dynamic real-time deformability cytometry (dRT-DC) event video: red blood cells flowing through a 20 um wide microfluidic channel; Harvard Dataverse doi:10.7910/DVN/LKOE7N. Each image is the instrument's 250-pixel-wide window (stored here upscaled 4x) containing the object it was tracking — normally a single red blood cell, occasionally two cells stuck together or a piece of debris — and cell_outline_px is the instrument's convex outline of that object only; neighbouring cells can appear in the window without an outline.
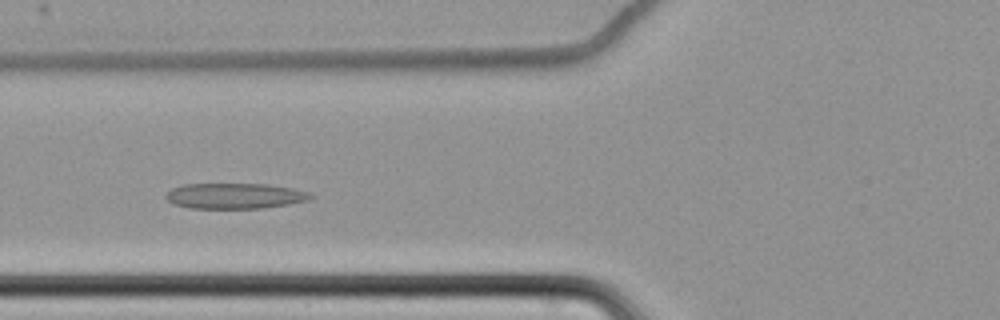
{"species": "common noctule bat (a hibernating species)", "species_latin": "Nyctalus noctula", "temperature_condition": "cold", "stored_images_in_passage": 56, "camera_frame_rate_fps": 3000, "um_per_image_px": 0.085, "animal": {"sex": "female", "body_mass_g": 22.7, "forearm_length_mm": 54.2}, "frame": {"image": 1, "passage_image": 20, "time_ms": 6.333, "image_size_px": [1000, 320], "cell_outline_px": [[316, 196], [308, 200], [288, 204], [260, 208], [188, 208], [172, 204], [164, 196], [172, 188], [184, 184], [268, 184], [292, 188], [308, 192]], "centroid_in_image_um": [19.95, 16.65], "position_along_channel_um": 105.9, "area_um2": 21.56}}
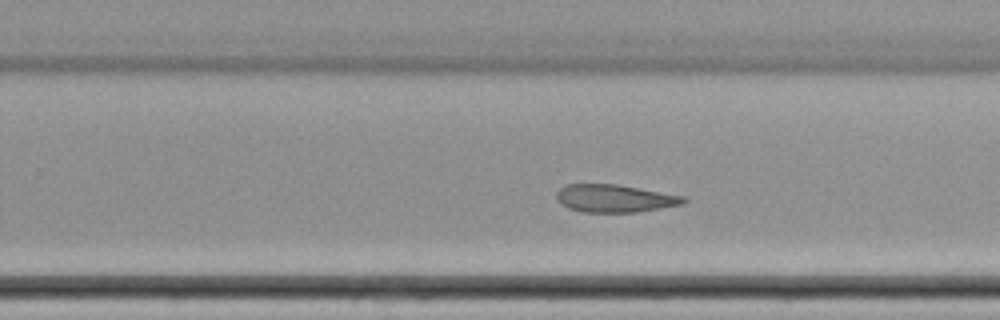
{"frame": {"image": 2, "passage_image": 35, "time_ms": 11.333, "image_size_px": [1000, 320], "cell_outline_px": [[688, 200], [684, 204], [636, 212], [580, 212], [568, 208], [560, 204], [556, 200], [556, 192], [564, 184], [616, 184], [684, 196]], "centroid_in_image_um": [52.2, 16.86], "position_along_channel_um": 277.6, "area_um2": 20.63}}
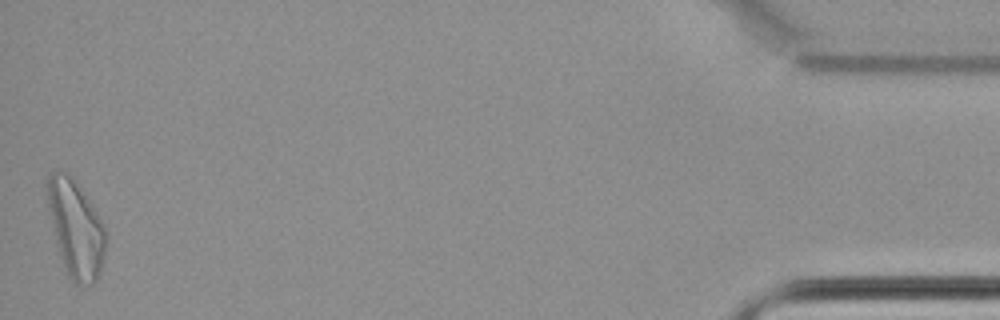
{"frame": {"image": 3, "passage_image": 56, "time_ms": 18.333, "image_size_px": [1000, 320], "cell_outline_px": [[108, 232], [104, 256], [96, 280], [92, 284], [76, 284], [68, 276], [56, 240], [48, 212], [44, 184], [48, 172], [56, 168], [72, 176]], "centroid_in_image_um": [6.39, 19.35], "position_along_channel_um": 428.8, "area_um2": 32.95}, "authors_computed_cell_mechanics": {"area_um2": 23.409, "velocity_mm_per_s": 3.4409, "shape_relaxation_time_tau1_ms": null, "shape_relaxation_time_tau2_ms": 5.2579, "deformation_change_tau1": null, "deformation_change_tau2": 0.1296}}